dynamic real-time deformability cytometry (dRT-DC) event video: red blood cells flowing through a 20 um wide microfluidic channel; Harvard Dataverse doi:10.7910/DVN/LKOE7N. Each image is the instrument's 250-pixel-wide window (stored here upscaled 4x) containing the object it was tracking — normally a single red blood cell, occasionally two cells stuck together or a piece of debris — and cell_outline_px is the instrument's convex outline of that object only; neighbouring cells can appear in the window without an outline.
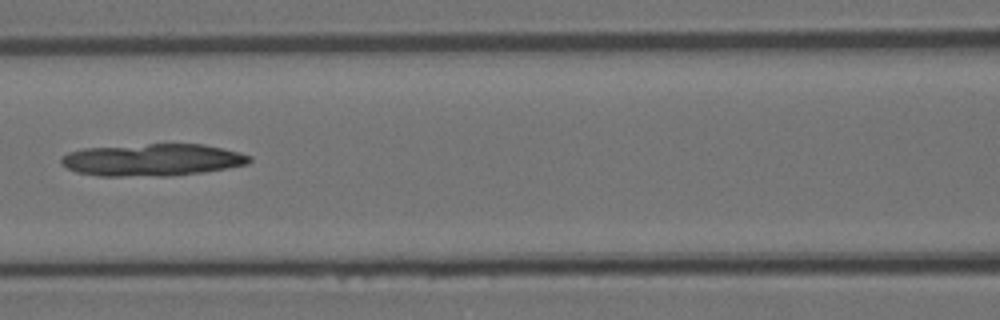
{"species": "Egyptian fruit bat (a non-hibernating species)", "species_latin": "Rousettus aegyptiacus", "temperature_condition": "room temperature", "stored_images_in_passage": 4, "camera_frame_rate_fps": 3000, "um_per_image_px": 0.085, "animal": {"sex": "female"}, "frame": {"image": 1, "passage_image": 3, "time_ms": 2.333, "image_size_px": [1000, 320], "cell_outline_px": [[252, 160], [248, 164], [204, 172], [168, 176], [100, 176], [76, 172], [60, 164], [60, 160], [68, 152], [84, 148], [148, 144], [204, 144], [224, 148], [240, 152], [252, 156]], "centroid_in_image_um": [12.98, 13.59], "position_along_channel_um": 153.6, "area_um2": 35.49}}
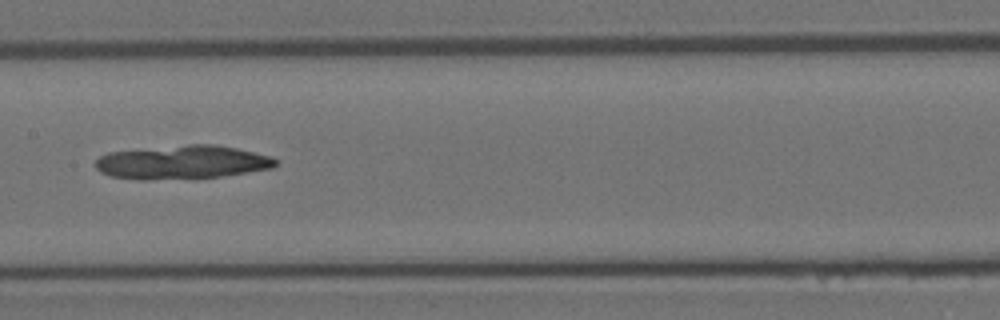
{"frame": {"image": 2, "passage_image": 4, "time_ms": 3.333, "image_size_px": [1000, 320], "cell_outline_px": [[280, 160], [272, 168], [248, 172], [196, 180], [140, 180], [112, 176], [100, 172], [96, 168], [96, 160], [100, 156], [108, 152], [188, 144], [216, 144], [236, 148], [272, 156]], "centroid_in_image_um": [15.52, 13.81], "position_along_channel_um": 191.9, "area_um2": 36.01}}